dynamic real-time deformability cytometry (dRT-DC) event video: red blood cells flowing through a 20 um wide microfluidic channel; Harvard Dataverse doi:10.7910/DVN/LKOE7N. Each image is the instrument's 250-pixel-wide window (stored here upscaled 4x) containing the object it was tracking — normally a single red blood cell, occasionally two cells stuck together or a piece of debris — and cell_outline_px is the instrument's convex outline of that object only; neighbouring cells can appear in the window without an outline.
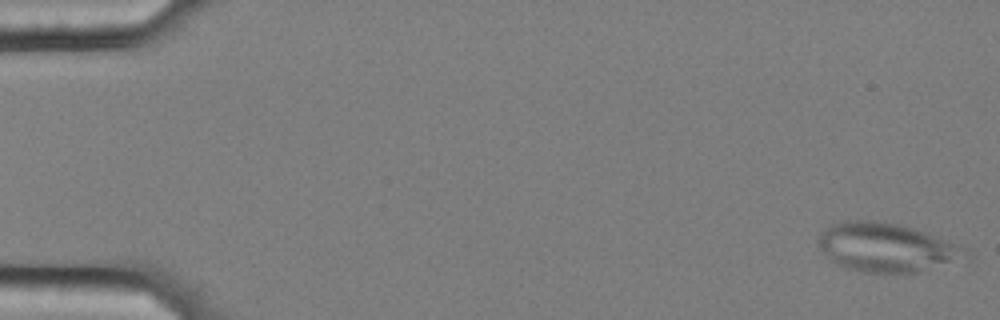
{"species": "common noctule bat (a hibernating species)", "species_latin": "Nyctalus noctula", "temperature_condition": "cold", "stored_images_in_passage": 57, "camera_frame_rate_fps": 3000, "um_per_image_px": 0.085, "animal": {"sex": "female", "body_mass_g": 25.1}, "frame": {"image": 1, "passage_image": 1, "time_ms": 0.0, "image_size_px": [1000, 320], "cell_outline_px": [[972, 260], [916, 272], [864, 272], [848, 268], [836, 264], [816, 244], [816, 240], [820, 232], [832, 224], [840, 220], [868, 220], [896, 224], [912, 228], [964, 248], [972, 252]], "centroid_in_image_um": [75.38, 21.05], "position_along_channel_um": 9.6, "area_um2": 41.96}}